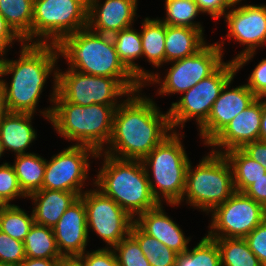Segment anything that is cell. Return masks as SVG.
<instances>
[{"label":"cell","mask_w":266,"mask_h":266,"mask_svg":"<svg viewBox=\"0 0 266 266\" xmlns=\"http://www.w3.org/2000/svg\"><path fill=\"white\" fill-rule=\"evenodd\" d=\"M20 48L16 60L7 59L5 55L0 57V77L5 89L7 109L9 112L34 114L44 85L51 75L54 85L49 99L52 106L39 111L49 121L57 94V60L60 59L57 45L24 43ZM9 74L12 77L7 83L2 77Z\"/></svg>","instance_id":"obj_1"},{"label":"cell","mask_w":266,"mask_h":266,"mask_svg":"<svg viewBox=\"0 0 266 266\" xmlns=\"http://www.w3.org/2000/svg\"><path fill=\"white\" fill-rule=\"evenodd\" d=\"M141 90L131 93L117 107L111 138L101 153L119 159L143 160L173 132L169 112L160 111L155 101Z\"/></svg>","instance_id":"obj_2"},{"label":"cell","mask_w":266,"mask_h":266,"mask_svg":"<svg viewBox=\"0 0 266 266\" xmlns=\"http://www.w3.org/2000/svg\"><path fill=\"white\" fill-rule=\"evenodd\" d=\"M59 56L68 68L87 75L119 80L131 93L143 85L119 60L111 35L98 34L88 27L64 37L58 44Z\"/></svg>","instance_id":"obj_3"},{"label":"cell","mask_w":266,"mask_h":266,"mask_svg":"<svg viewBox=\"0 0 266 266\" xmlns=\"http://www.w3.org/2000/svg\"><path fill=\"white\" fill-rule=\"evenodd\" d=\"M103 158L94 187L112 198L134 220L140 214L159 205L154 198L146 169L142 160L119 159L98 152L96 158Z\"/></svg>","instance_id":"obj_4"},{"label":"cell","mask_w":266,"mask_h":266,"mask_svg":"<svg viewBox=\"0 0 266 266\" xmlns=\"http://www.w3.org/2000/svg\"><path fill=\"white\" fill-rule=\"evenodd\" d=\"M117 107L92 104L82 106L66 101L58 92L49 123L56 133L74 145H86L101 152L107 146Z\"/></svg>","instance_id":"obj_5"},{"label":"cell","mask_w":266,"mask_h":266,"mask_svg":"<svg viewBox=\"0 0 266 266\" xmlns=\"http://www.w3.org/2000/svg\"><path fill=\"white\" fill-rule=\"evenodd\" d=\"M181 138L173 131L142 160L154 198L171 207L181 204L190 163Z\"/></svg>","instance_id":"obj_6"},{"label":"cell","mask_w":266,"mask_h":266,"mask_svg":"<svg viewBox=\"0 0 266 266\" xmlns=\"http://www.w3.org/2000/svg\"><path fill=\"white\" fill-rule=\"evenodd\" d=\"M235 192L231 165L224 154L210 151L196 167L190 161L181 203L206 214L224 203Z\"/></svg>","instance_id":"obj_7"},{"label":"cell","mask_w":266,"mask_h":266,"mask_svg":"<svg viewBox=\"0 0 266 266\" xmlns=\"http://www.w3.org/2000/svg\"><path fill=\"white\" fill-rule=\"evenodd\" d=\"M88 27V0H34L31 44H55Z\"/></svg>","instance_id":"obj_8"},{"label":"cell","mask_w":266,"mask_h":266,"mask_svg":"<svg viewBox=\"0 0 266 266\" xmlns=\"http://www.w3.org/2000/svg\"><path fill=\"white\" fill-rule=\"evenodd\" d=\"M224 40L222 37V42L207 43L194 55L169 62L171 67L163 77L164 80L156 71L143 87L159 84L157 93L162 96L185 93L202 79L213 74L224 63Z\"/></svg>","instance_id":"obj_9"},{"label":"cell","mask_w":266,"mask_h":266,"mask_svg":"<svg viewBox=\"0 0 266 266\" xmlns=\"http://www.w3.org/2000/svg\"><path fill=\"white\" fill-rule=\"evenodd\" d=\"M237 70L234 61L224 62L213 74L202 79L183 93L177 102L168 109L173 131L184 128L185 123L194 118L198 129L207 121L212 105L219 97L225 84L235 77ZM175 128V129H174Z\"/></svg>","instance_id":"obj_10"},{"label":"cell","mask_w":266,"mask_h":266,"mask_svg":"<svg viewBox=\"0 0 266 266\" xmlns=\"http://www.w3.org/2000/svg\"><path fill=\"white\" fill-rule=\"evenodd\" d=\"M57 92L68 102L82 106L92 104L118 107L131 92L117 79L87 75L67 68L58 67ZM121 99V101H120ZM119 100V101H118ZM120 102V103H119Z\"/></svg>","instance_id":"obj_11"},{"label":"cell","mask_w":266,"mask_h":266,"mask_svg":"<svg viewBox=\"0 0 266 266\" xmlns=\"http://www.w3.org/2000/svg\"><path fill=\"white\" fill-rule=\"evenodd\" d=\"M266 219V209L244 193L234 192L211 212L209 238H245Z\"/></svg>","instance_id":"obj_12"},{"label":"cell","mask_w":266,"mask_h":266,"mask_svg":"<svg viewBox=\"0 0 266 266\" xmlns=\"http://www.w3.org/2000/svg\"><path fill=\"white\" fill-rule=\"evenodd\" d=\"M98 152L86 145H71L46 160L42 189L74 192L81 196L90 171L89 159Z\"/></svg>","instance_id":"obj_13"},{"label":"cell","mask_w":266,"mask_h":266,"mask_svg":"<svg viewBox=\"0 0 266 266\" xmlns=\"http://www.w3.org/2000/svg\"><path fill=\"white\" fill-rule=\"evenodd\" d=\"M80 197L86 209L88 234L94 231L107 243L105 247L112 248L130 234L135 220L112 198L97 188L86 190Z\"/></svg>","instance_id":"obj_14"},{"label":"cell","mask_w":266,"mask_h":266,"mask_svg":"<svg viewBox=\"0 0 266 266\" xmlns=\"http://www.w3.org/2000/svg\"><path fill=\"white\" fill-rule=\"evenodd\" d=\"M224 18L228 26V42L234 39L246 46L232 59L236 70L240 71L254 58L257 48L266 46V4H242L229 9Z\"/></svg>","instance_id":"obj_15"},{"label":"cell","mask_w":266,"mask_h":266,"mask_svg":"<svg viewBox=\"0 0 266 266\" xmlns=\"http://www.w3.org/2000/svg\"><path fill=\"white\" fill-rule=\"evenodd\" d=\"M234 77L223 87L219 97L212 105L207 121L198 129V133L206 146L226 127V125L257 97L246 84L231 87Z\"/></svg>","instance_id":"obj_16"},{"label":"cell","mask_w":266,"mask_h":266,"mask_svg":"<svg viewBox=\"0 0 266 266\" xmlns=\"http://www.w3.org/2000/svg\"><path fill=\"white\" fill-rule=\"evenodd\" d=\"M261 115V103L257 97L251 105L238 113L207 147H212L211 151L214 153L223 154L259 140Z\"/></svg>","instance_id":"obj_17"},{"label":"cell","mask_w":266,"mask_h":266,"mask_svg":"<svg viewBox=\"0 0 266 266\" xmlns=\"http://www.w3.org/2000/svg\"><path fill=\"white\" fill-rule=\"evenodd\" d=\"M88 0V28L98 34L113 35L133 26L138 0Z\"/></svg>","instance_id":"obj_18"},{"label":"cell","mask_w":266,"mask_h":266,"mask_svg":"<svg viewBox=\"0 0 266 266\" xmlns=\"http://www.w3.org/2000/svg\"><path fill=\"white\" fill-rule=\"evenodd\" d=\"M58 250L62 257H79L89 242L86 209L79 197L53 227Z\"/></svg>","instance_id":"obj_19"},{"label":"cell","mask_w":266,"mask_h":266,"mask_svg":"<svg viewBox=\"0 0 266 266\" xmlns=\"http://www.w3.org/2000/svg\"><path fill=\"white\" fill-rule=\"evenodd\" d=\"M163 204L140 214L135 223L147 234L156 238L176 253L186 251L191 241L184 235L180 226L166 215Z\"/></svg>","instance_id":"obj_20"},{"label":"cell","mask_w":266,"mask_h":266,"mask_svg":"<svg viewBox=\"0 0 266 266\" xmlns=\"http://www.w3.org/2000/svg\"><path fill=\"white\" fill-rule=\"evenodd\" d=\"M80 196L74 192L40 189L27 196L32 199L35 224L53 228L64 212Z\"/></svg>","instance_id":"obj_21"},{"label":"cell","mask_w":266,"mask_h":266,"mask_svg":"<svg viewBox=\"0 0 266 266\" xmlns=\"http://www.w3.org/2000/svg\"><path fill=\"white\" fill-rule=\"evenodd\" d=\"M34 114L8 112L0 121V140L4 150L14 155L29 154L26 152L37 138V132L32 126Z\"/></svg>","instance_id":"obj_22"},{"label":"cell","mask_w":266,"mask_h":266,"mask_svg":"<svg viewBox=\"0 0 266 266\" xmlns=\"http://www.w3.org/2000/svg\"><path fill=\"white\" fill-rule=\"evenodd\" d=\"M204 39L199 29L166 25L165 63L194 55L207 44Z\"/></svg>","instance_id":"obj_23"},{"label":"cell","mask_w":266,"mask_h":266,"mask_svg":"<svg viewBox=\"0 0 266 266\" xmlns=\"http://www.w3.org/2000/svg\"><path fill=\"white\" fill-rule=\"evenodd\" d=\"M111 37L119 60L136 79L144 85L154 72L145 70L137 65L138 63H135V60L142 58V40L140 32L131 26L114 33Z\"/></svg>","instance_id":"obj_24"},{"label":"cell","mask_w":266,"mask_h":266,"mask_svg":"<svg viewBox=\"0 0 266 266\" xmlns=\"http://www.w3.org/2000/svg\"><path fill=\"white\" fill-rule=\"evenodd\" d=\"M142 30L140 32L142 40V57L147 58V62L153 68H159L165 64V37L166 24L158 17L151 19L146 17L142 20Z\"/></svg>","instance_id":"obj_25"},{"label":"cell","mask_w":266,"mask_h":266,"mask_svg":"<svg viewBox=\"0 0 266 266\" xmlns=\"http://www.w3.org/2000/svg\"><path fill=\"white\" fill-rule=\"evenodd\" d=\"M14 157L15 161L12 166L22 191L28 196L42 189L46 159L34 152Z\"/></svg>","instance_id":"obj_26"},{"label":"cell","mask_w":266,"mask_h":266,"mask_svg":"<svg viewBox=\"0 0 266 266\" xmlns=\"http://www.w3.org/2000/svg\"><path fill=\"white\" fill-rule=\"evenodd\" d=\"M34 0H0V13L26 44H31Z\"/></svg>","instance_id":"obj_27"},{"label":"cell","mask_w":266,"mask_h":266,"mask_svg":"<svg viewBox=\"0 0 266 266\" xmlns=\"http://www.w3.org/2000/svg\"><path fill=\"white\" fill-rule=\"evenodd\" d=\"M223 154L231 165L236 192L243 193L252 183L266 174V169L241 149H233Z\"/></svg>","instance_id":"obj_28"},{"label":"cell","mask_w":266,"mask_h":266,"mask_svg":"<svg viewBox=\"0 0 266 266\" xmlns=\"http://www.w3.org/2000/svg\"><path fill=\"white\" fill-rule=\"evenodd\" d=\"M27 258L62 259L54 236L53 228L33 224L24 240Z\"/></svg>","instance_id":"obj_29"},{"label":"cell","mask_w":266,"mask_h":266,"mask_svg":"<svg viewBox=\"0 0 266 266\" xmlns=\"http://www.w3.org/2000/svg\"><path fill=\"white\" fill-rule=\"evenodd\" d=\"M217 242L221 266H262L244 238H211Z\"/></svg>","instance_id":"obj_30"},{"label":"cell","mask_w":266,"mask_h":266,"mask_svg":"<svg viewBox=\"0 0 266 266\" xmlns=\"http://www.w3.org/2000/svg\"><path fill=\"white\" fill-rule=\"evenodd\" d=\"M174 266H221L217 242L205 234L193 249L177 253Z\"/></svg>","instance_id":"obj_31"},{"label":"cell","mask_w":266,"mask_h":266,"mask_svg":"<svg viewBox=\"0 0 266 266\" xmlns=\"http://www.w3.org/2000/svg\"><path fill=\"white\" fill-rule=\"evenodd\" d=\"M130 234L138 241L151 266H174L177 253L156 238L147 235L135 222Z\"/></svg>","instance_id":"obj_32"},{"label":"cell","mask_w":266,"mask_h":266,"mask_svg":"<svg viewBox=\"0 0 266 266\" xmlns=\"http://www.w3.org/2000/svg\"><path fill=\"white\" fill-rule=\"evenodd\" d=\"M166 17L160 20L169 26L190 27L204 33L201 22L194 19L201 13L194 0H165Z\"/></svg>","instance_id":"obj_33"},{"label":"cell","mask_w":266,"mask_h":266,"mask_svg":"<svg viewBox=\"0 0 266 266\" xmlns=\"http://www.w3.org/2000/svg\"><path fill=\"white\" fill-rule=\"evenodd\" d=\"M34 223L33 213L28 214L15 204L8 205L0 212V230L22 242Z\"/></svg>","instance_id":"obj_34"},{"label":"cell","mask_w":266,"mask_h":266,"mask_svg":"<svg viewBox=\"0 0 266 266\" xmlns=\"http://www.w3.org/2000/svg\"><path fill=\"white\" fill-rule=\"evenodd\" d=\"M119 266H151L138 241L129 234L112 247Z\"/></svg>","instance_id":"obj_35"},{"label":"cell","mask_w":266,"mask_h":266,"mask_svg":"<svg viewBox=\"0 0 266 266\" xmlns=\"http://www.w3.org/2000/svg\"><path fill=\"white\" fill-rule=\"evenodd\" d=\"M0 196L9 204L16 198H26L22 191L14 167L11 163L3 162L0 165Z\"/></svg>","instance_id":"obj_36"},{"label":"cell","mask_w":266,"mask_h":266,"mask_svg":"<svg viewBox=\"0 0 266 266\" xmlns=\"http://www.w3.org/2000/svg\"><path fill=\"white\" fill-rule=\"evenodd\" d=\"M25 259L24 242L0 230V263L20 266Z\"/></svg>","instance_id":"obj_37"},{"label":"cell","mask_w":266,"mask_h":266,"mask_svg":"<svg viewBox=\"0 0 266 266\" xmlns=\"http://www.w3.org/2000/svg\"><path fill=\"white\" fill-rule=\"evenodd\" d=\"M249 249L257 256L262 266H266V219L245 238Z\"/></svg>","instance_id":"obj_38"},{"label":"cell","mask_w":266,"mask_h":266,"mask_svg":"<svg viewBox=\"0 0 266 266\" xmlns=\"http://www.w3.org/2000/svg\"><path fill=\"white\" fill-rule=\"evenodd\" d=\"M79 258L85 266H119L112 248H99L91 252L85 251Z\"/></svg>","instance_id":"obj_39"},{"label":"cell","mask_w":266,"mask_h":266,"mask_svg":"<svg viewBox=\"0 0 266 266\" xmlns=\"http://www.w3.org/2000/svg\"><path fill=\"white\" fill-rule=\"evenodd\" d=\"M251 72L247 87L256 97L266 95V58L262 59Z\"/></svg>","instance_id":"obj_40"},{"label":"cell","mask_w":266,"mask_h":266,"mask_svg":"<svg viewBox=\"0 0 266 266\" xmlns=\"http://www.w3.org/2000/svg\"><path fill=\"white\" fill-rule=\"evenodd\" d=\"M16 41L21 45L24 44V41L12 30L0 13V57L6 55L8 48L13 47L12 44Z\"/></svg>","instance_id":"obj_41"},{"label":"cell","mask_w":266,"mask_h":266,"mask_svg":"<svg viewBox=\"0 0 266 266\" xmlns=\"http://www.w3.org/2000/svg\"><path fill=\"white\" fill-rule=\"evenodd\" d=\"M201 12L210 15L214 20L224 17L230 9L224 0H194Z\"/></svg>","instance_id":"obj_42"},{"label":"cell","mask_w":266,"mask_h":266,"mask_svg":"<svg viewBox=\"0 0 266 266\" xmlns=\"http://www.w3.org/2000/svg\"><path fill=\"white\" fill-rule=\"evenodd\" d=\"M241 150L266 169V141L257 140L244 145Z\"/></svg>","instance_id":"obj_43"},{"label":"cell","mask_w":266,"mask_h":266,"mask_svg":"<svg viewBox=\"0 0 266 266\" xmlns=\"http://www.w3.org/2000/svg\"><path fill=\"white\" fill-rule=\"evenodd\" d=\"M243 193L266 209V174L252 183Z\"/></svg>","instance_id":"obj_44"},{"label":"cell","mask_w":266,"mask_h":266,"mask_svg":"<svg viewBox=\"0 0 266 266\" xmlns=\"http://www.w3.org/2000/svg\"><path fill=\"white\" fill-rule=\"evenodd\" d=\"M61 259L27 258L20 266H59Z\"/></svg>","instance_id":"obj_45"},{"label":"cell","mask_w":266,"mask_h":266,"mask_svg":"<svg viewBox=\"0 0 266 266\" xmlns=\"http://www.w3.org/2000/svg\"><path fill=\"white\" fill-rule=\"evenodd\" d=\"M262 115H261V127L259 132V140L266 141V95L259 97Z\"/></svg>","instance_id":"obj_46"},{"label":"cell","mask_w":266,"mask_h":266,"mask_svg":"<svg viewBox=\"0 0 266 266\" xmlns=\"http://www.w3.org/2000/svg\"><path fill=\"white\" fill-rule=\"evenodd\" d=\"M8 112L9 111L6 106L5 89L0 77V121Z\"/></svg>","instance_id":"obj_47"},{"label":"cell","mask_w":266,"mask_h":266,"mask_svg":"<svg viewBox=\"0 0 266 266\" xmlns=\"http://www.w3.org/2000/svg\"><path fill=\"white\" fill-rule=\"evenodd\" d=\"M59 266H85L79 257H63Z\"/></svg>","instance_id":"obj_48"},{"label":"cell","mask_w":266,"mask_h":266,"mask_svg":"<svg viewBox=\"0 0 266 266\" xmlns=\"http://www.w3.org/2000/svg\"><path fill=\"white\" fill-rule=\"evenodd\" d=\"M226 5L229 7V8H233V7H236V5H238L239 3L241 4V2L243 0H224ZM238 3V4H237Z\"/></svg>","instance_id":"obj_49"},{"label":"cell","mask_w":266,"mask_h":266,"mask_svg":"<svg viewBox=\"0 0 266 266\" xmlns=\"http://www.w3.org/2000/svg\"><path fill=\"white\" fill-rule=\"evenodd\" d=\"M9 204L0 196V212L4 210Z\"/></svg>","instance_id":"obj_50"},{"label":"cell","mask_w":266,"mask_h":266,"mask_svg":"<svg viewBox=\"0 0 266 266\" xmlns=\"http://www.w3.org/2000/svg\"><path fill=\"white\" fill-rule=\"evenodd\" d=\"M4 153H5V150H4L3 144L0 140V158L4 155Z\"/></svg>","instance_id":"obj_51"},{"label":"cell","mask_w":266,"mask_h":266,"mask_svg":"<svg viewBox=\"0 0 266 266\" xmlns=\"http://www.w3.org/2000/svg\"><path fill=\"white\" fill-rule=\"evenodd\" d=\"M0 266H16V265L0 263Z\"/></svg>","instance_id":"obj_52"}]
</instances>
